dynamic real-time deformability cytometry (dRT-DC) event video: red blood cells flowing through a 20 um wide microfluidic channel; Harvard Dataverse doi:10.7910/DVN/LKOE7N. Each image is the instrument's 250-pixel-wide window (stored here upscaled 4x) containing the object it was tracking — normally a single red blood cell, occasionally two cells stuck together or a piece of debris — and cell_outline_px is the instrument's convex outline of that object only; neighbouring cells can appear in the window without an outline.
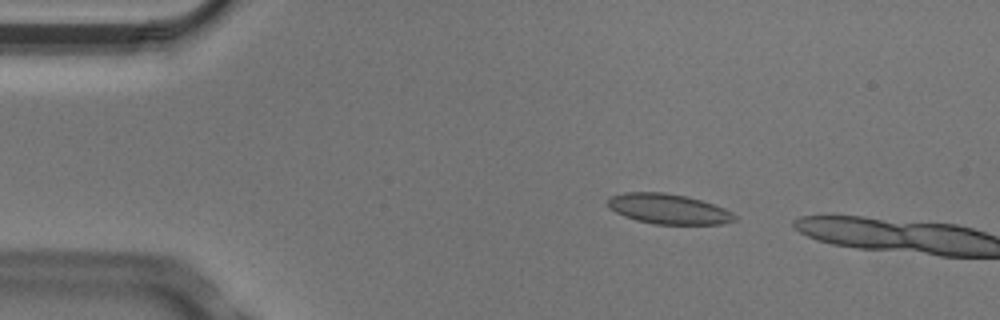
{"species": "Egyptian fruit bat (a non-hibernating species)", "species_latin": "Rousettus aegyptiacus", "temperature_condition": "cold", "stored_images_in_passage": 4, "camera_frame_rate_fps": 3000, "um_per_image_px": 0.085, "animal": {"sex": "male"}, "frame": {"image": 1, "passage_image": 1, "time_ms": 0.0, "image_size_px": [1000, 320], "cell_outline_px": [[736, 220], [720, 224], [656, 224], [636, 220], [624, 216], [608, 208], [608, 200], [612, 196], [624, 192], [664, 192], [688, 196], [724, 208], [732, 212], [736, 216]], "centroid_in_image_um": [56.81, 17.75], "position_along_channel_um": 28.2, "area_um2": 22.2}}